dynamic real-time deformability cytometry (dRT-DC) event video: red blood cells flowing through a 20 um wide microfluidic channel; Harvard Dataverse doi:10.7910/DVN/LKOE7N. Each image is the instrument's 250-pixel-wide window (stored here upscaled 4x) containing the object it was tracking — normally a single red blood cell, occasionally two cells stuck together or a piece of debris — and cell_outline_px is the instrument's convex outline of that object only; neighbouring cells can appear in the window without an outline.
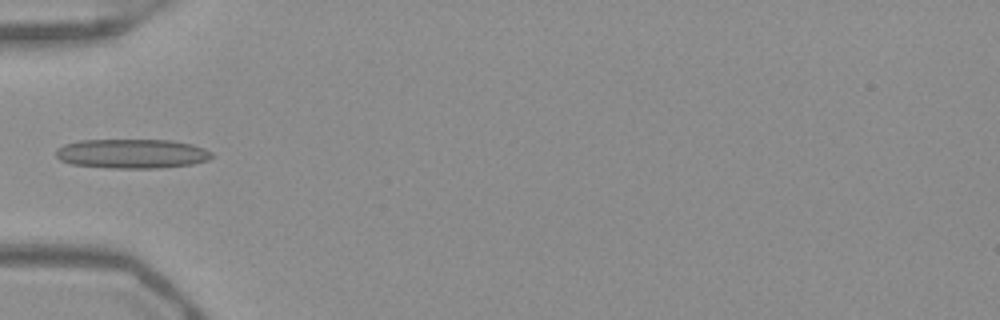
{"species": "Egyptian fruit bat (a non-hibernating species)", "species_latin": "Rousettus aegyptiacus", "temperature_condition": "warm", "stored_images_in_passage": 30, "camera_frame_rate_fps": 3000, "um_per_image_px": 0.085, "frame": {"image": 1, "passage_image": 1, "time_ms": 0.0, "image_size_px": [1000, 320], "cell_outline_px": [[212, 156], [208, 160], [192, 164], [156, 168], [108, 168], [72, 164], [60, 160], [56, 156], [56, 148], [64, 144], [80, 140], [172, 140], [192, 144], [204, 148], [212, 152]], "centroid_in_image_um": [11.2, 13.06], "position_along_channel_um": 73.8, "area_um2": 26.76}}
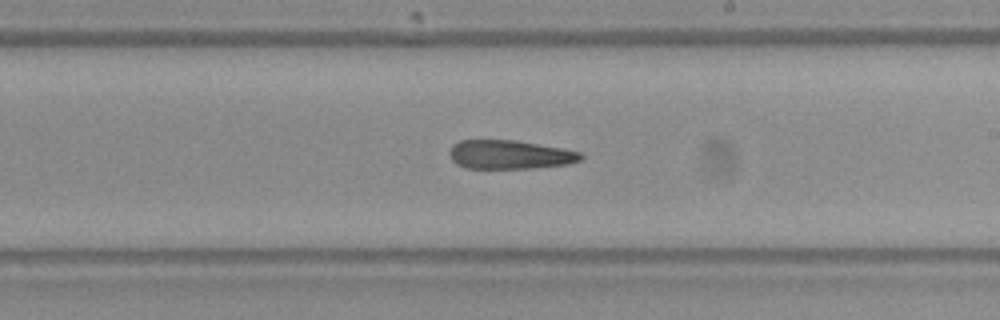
{"frame": {"image": 2, "passage_image": 14, "time_ms": 4.333, "image_size_px": [1000, 320], "cell_outline_px": [[584, 156], [580, 160], [568, 164], [532, 168], [464, 168], [456, 164], [452, 160], [448, 152], [452, 144], [460, 140], [516, 140], [564, 148], [580, 152]], "centroid_in_image_um": [43.31, 13.13], "position_along_channel_um": 245.7, "area_um2": 22.25}}
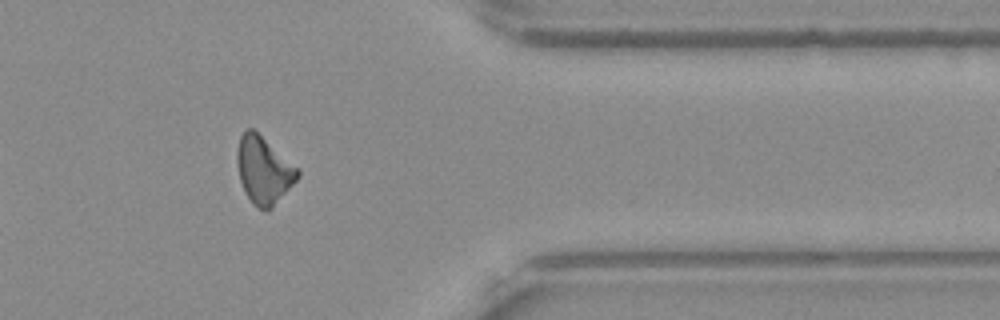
{"frame": {"image": 3, "passage_image": 26, "time_ms": 8.333, "image_size_px": [1000, 320], "cell_outline_px": [[300, 176], [272, 208], [268, 212], [256, 208], [252, 204], [240, 180], [236, 164], [236, 152], [240, 136], [244, 128], [252, 128], [296, 168], [300, 172]], "centroid_in_image_um": [22.37, 14.49], "position_along_channel_um": 389.0, "area_um2": 23.35}}